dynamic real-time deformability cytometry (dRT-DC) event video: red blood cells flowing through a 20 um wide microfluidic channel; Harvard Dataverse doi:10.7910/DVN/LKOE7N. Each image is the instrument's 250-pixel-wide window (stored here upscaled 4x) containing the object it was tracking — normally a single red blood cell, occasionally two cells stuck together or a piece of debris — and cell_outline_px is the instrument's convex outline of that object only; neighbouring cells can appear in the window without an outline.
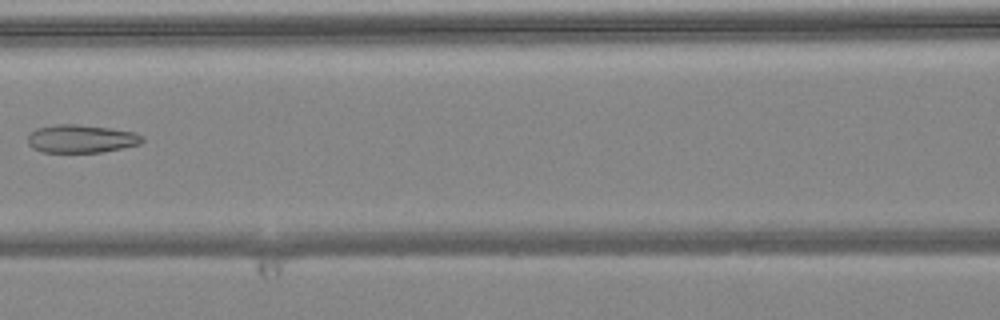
{"species": "common noctule bat (a hibernating species)", "species_latin": "Nyctalus noctula", "temperature_condition": "warm", "stored_images_in_passage": 6, "camera_frame_rate_fps": 3000, "um_per_image_px": 0.085, "animal": {"sex": "female", "body_mass_g": 24.6, "forearm_length_mm": 56.2}, "frame": {"image": 1, "passage_image": 6, "time_ms": 1.667, "image_size_px": [1000, 320], "cell_outline_px": [[144, 140], [140, 144], [104, 152], [44, 152], [32, 148], [28, 144], [28, 136], [36, 128], [56, 124], [76, 124], [112, 128], [136, 132], [144, 136]], "centroid_in_image_um": [6.94, 11.79], "position_along_channel_um": 159.7, "area_um2": 18.9}}